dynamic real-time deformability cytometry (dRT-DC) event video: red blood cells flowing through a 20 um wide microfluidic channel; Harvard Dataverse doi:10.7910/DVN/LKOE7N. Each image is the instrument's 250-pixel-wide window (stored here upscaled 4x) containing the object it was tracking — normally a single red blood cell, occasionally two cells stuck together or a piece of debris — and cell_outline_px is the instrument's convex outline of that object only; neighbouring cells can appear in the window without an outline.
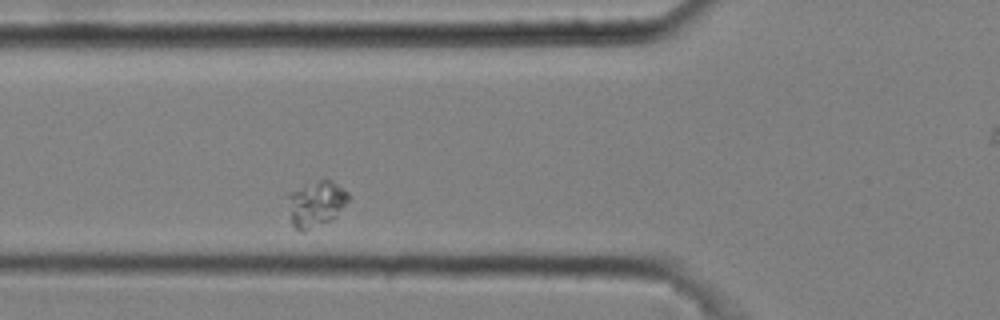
{"species": "common noctule bat (a hibernating species)", "species_latin": "Nyctalus noctula", "temperature_condition": "cold", "stored_images_in_passage": 5, "camera_frame_rate_fps": 3000, "um_per_image_px": 0.085, "animal": {"sex": "male", "body_mass_g": 20.4}, "frame": {"image": 1, "passage_image": 4, "time_ms": 1.0, "image_size_px": [1000, 320], "cell_outline_px": [[348, 200], [336, 216], [304, 232], [300, 232], [292, 224], [288, 196], [288, 192], [320, 180], [332, 180], [348, 192]], "centroid_in_image_um": [26.86, 17.32], "position_along_channel_um": 98.9, "area_um2": 15.66}}